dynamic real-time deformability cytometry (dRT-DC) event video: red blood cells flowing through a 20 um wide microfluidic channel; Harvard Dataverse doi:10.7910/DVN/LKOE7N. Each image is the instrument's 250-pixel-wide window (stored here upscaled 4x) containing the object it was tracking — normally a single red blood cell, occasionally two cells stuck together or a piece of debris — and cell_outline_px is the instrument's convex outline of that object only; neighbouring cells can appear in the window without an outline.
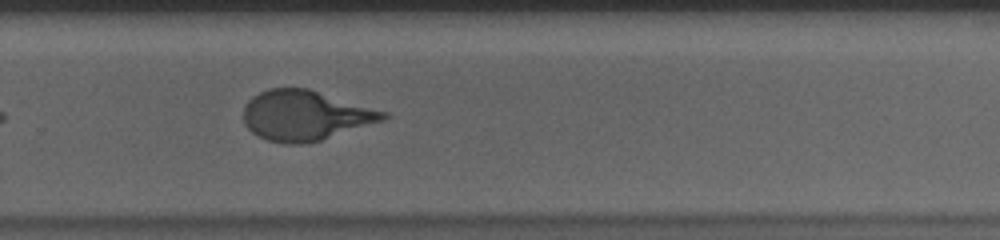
{"species": "human", "species_latin": "Homo sapiens", "temperature_condition": "cold", "stored_images_in_passage": 37, "camera_frame_rate_fps": 3000, "um_per_image_px": 0.085, "donor": {"sex": "male"}, "frame": {"image": 1, "passage_image": 22, "time_ms": 7.0, "image_size_px": [1000, 240], "cell_outline_px": [[392, 116], [384, 120], [320, 140], [304, 144], [284, 144], [268, 140], [256, 136], [244, 124], [244, 104], [252, 96], [268, 88], [308, 88], [388, 112]], "centroid_in_image_um": [25.93, 9.81], "position_along_channel_um": 303.9, "area_um2": 40.86}, "authors_computed_cell_mechanics": {"area_um2": 40.8068, "velocity_mm_per_s": 3.6566, "shape_relaxation_time_tau1_ms": 4.324, "shape_relaxation_time_tau2_ms": null, "deformation_change_tau1": 0.1959, "deformation_change_tau2": null}}